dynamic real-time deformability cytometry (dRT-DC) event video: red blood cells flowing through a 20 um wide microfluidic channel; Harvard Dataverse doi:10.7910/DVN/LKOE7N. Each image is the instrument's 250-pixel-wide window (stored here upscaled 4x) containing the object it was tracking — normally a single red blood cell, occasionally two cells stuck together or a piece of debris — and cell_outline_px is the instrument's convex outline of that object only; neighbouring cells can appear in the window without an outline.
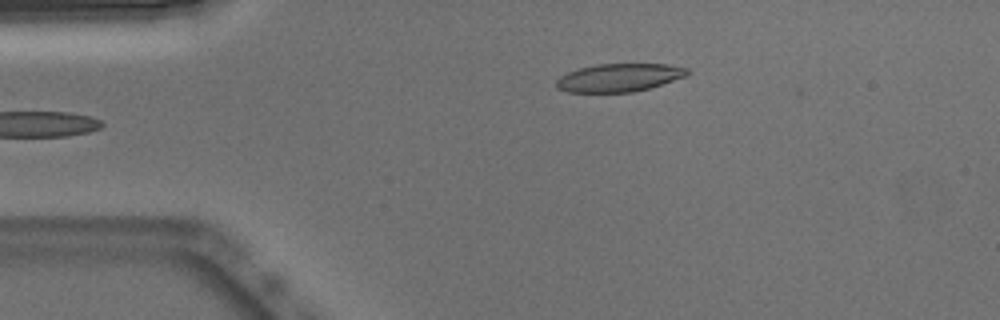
{"species": "Egyptian fruit bat (a non-hibernating species)", "species_latin": "Rousettus aegyptiacus", "temperature_condition": "warm", "stored_images_in_passage": 37, "camera_frame_rate_fps": 3000, "um_per_image_px": 0.085, "animal": {"sex": "male"}, "frame": {"image": 1, "passage_image": 1, "time_ms": 0.0, "image_size_px": [1000, 320], "cell_outline_px": [[688, 76], [648, 88], [632, 92], [568, 92], [556, 88], [556, 80], [560, 76], [568, 72], [580, 68], [596, 64], [668, 64], [688, 68]], "centroid_in_image_um": [52.62, 6.59], "position_along_channel_um": 32.4, "area_um2": 21.39}}
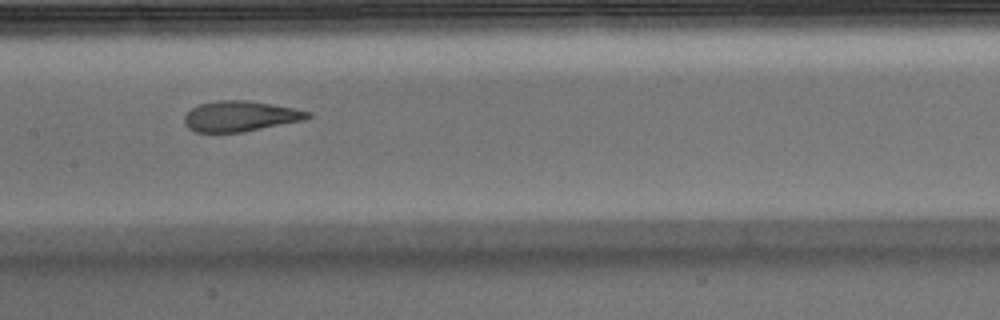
{"frame": {"image": 2, "passage_image": 16, "time_ms": 5.0, "image_size_px": [1000, 320], "cell_outline_px": [[312, 116], [304, 120], [244, 132], [196, 132], [188, 128], [184, 120], [184, 116], [192, 108], [200, 104], [216, 100], [248, 100], [296, 108], [312, 112]], "centroid_in_image_um": [20.46, 9.87], "position_along_channel_um": 186.9, "area_um2": 22.02}}
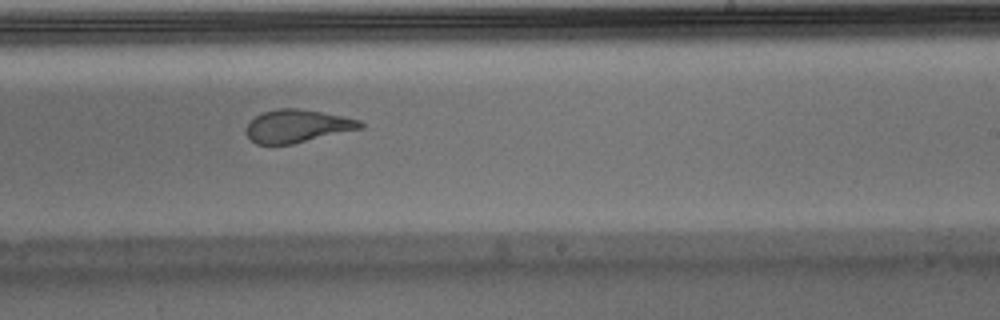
{"frame": {"image": 3, "passage_image": 22, "time_ms": 7.0, "image_size_px": [1000, 320], "cell_outline_px": [[364, 128], [292, 144], [256, 144], [244, 132], [244, 128], [256, 116], [264, 112], [280, 108], [300, 108], [360, 120], [364, 124]], "centroid_in_image_um": [25.26, 10.72], "position_along_channel_um": 263.7, "area_um2": 21.73}, "authors_computed_cell_mechanics": {"area_um2": 22.542, "velocity_mm_per_s": 3.8555, "shape_relaxation_time_tau1_ms": 10.9834, "shape_relaxation_time_tau2_ms": 0.8695, "deformation_change_tau1": 0.3523, "deformation_change_tau2": 0.0898}}